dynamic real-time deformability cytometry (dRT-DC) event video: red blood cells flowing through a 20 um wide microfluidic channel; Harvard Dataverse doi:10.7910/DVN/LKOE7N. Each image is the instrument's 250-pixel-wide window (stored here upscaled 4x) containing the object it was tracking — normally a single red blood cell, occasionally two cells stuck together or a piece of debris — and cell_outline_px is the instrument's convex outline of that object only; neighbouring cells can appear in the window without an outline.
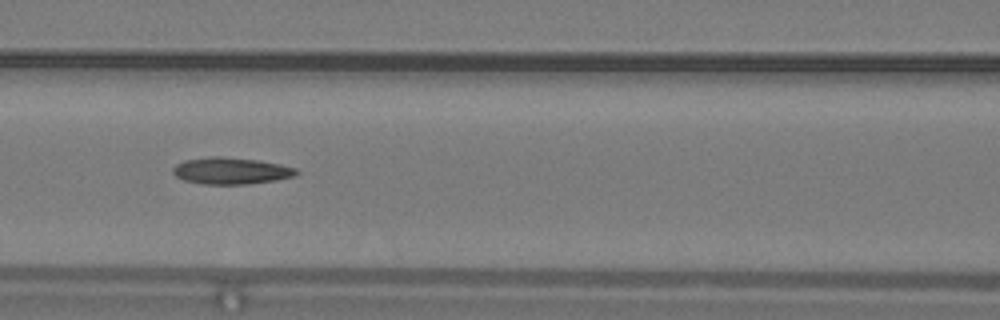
{"species": "common noctule bat (a hibernating species)", "species_latin": "Nyctalus noctula", "temperature_condition": "warm", "stored_images_in_passage": 25, "camera_frame_rate_fps": 3000, "um_per_image_px": 0.085, "animal": {"sex": "male", "body_mass_g": 19.2, "forearm_length_mm": 51.8}, "frame": {"image": 1, "passage_image": 8, "time_ms": 2.333, "image_size_px": [1000, 320], "cell_outline_px": [[300, 172], [296, 176], [276, 180], [248, 184], [204, 184], [184, 180], [176, 176], [172, 172], [172, 168], [176, 164], [184, 160], [212, 156], [224, 156], [260, 160], [280, 164], [296, 168]], "centroid_in_image_um": [19.66, 14.51], "position_along_channel_um": 146.9, "area_um2": 19.42}}
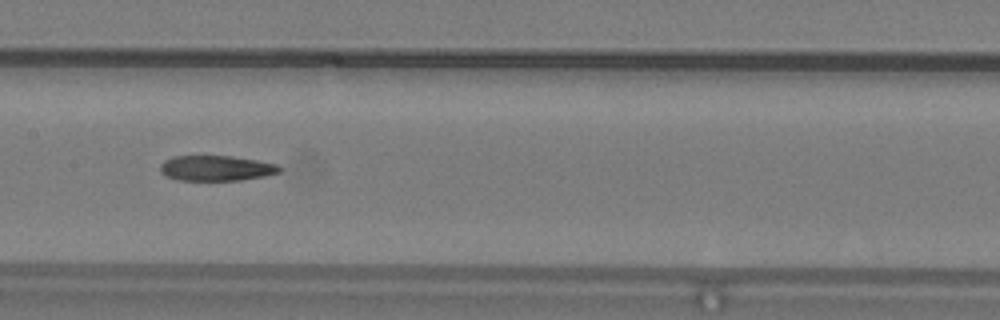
{"frame": {"image": 2, "passage_image": 11, "time_ms": 3.333, "image_size_px": [1000, 320], "cell_outline_px": [[280, 172], [264, 176], [240, 180], [176, 180], [160, 172], [160, 164], [164, 160], [172, 156], [232, 156], [256, 160], [276, 164], [280, 168]], "centroid_in_image_um": [18.34, 14.29], "position_along_channel_um": 189.1, "area_um2": 17.51}, "authors_computed_cell_mechanics": {"area_um2": 19.0162, "velocity_mm_per_s": 4.2069, "shape_relaxation_time_tau1_ms": null, "shape_relaxation_time_tau2_ms": 9.552, "deformation_change_tau1": null, "deformation_change_tau2": 0.239}}